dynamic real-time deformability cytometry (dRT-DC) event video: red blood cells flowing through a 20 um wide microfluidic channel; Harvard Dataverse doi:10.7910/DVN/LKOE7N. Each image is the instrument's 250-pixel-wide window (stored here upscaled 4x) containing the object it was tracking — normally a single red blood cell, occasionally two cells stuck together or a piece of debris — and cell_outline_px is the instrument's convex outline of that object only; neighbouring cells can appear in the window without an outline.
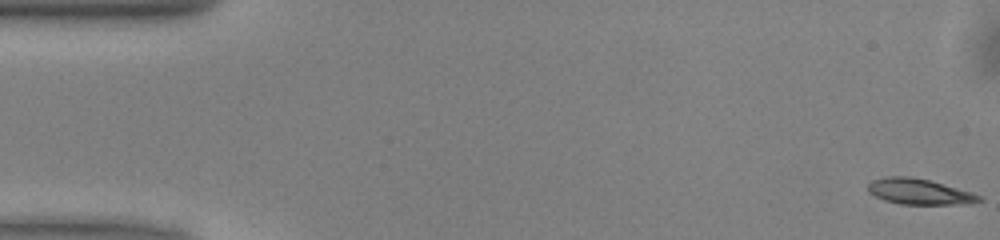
{"species": "common noctule bat (a hibernating species)", "species_latin": "Nyctalus noctula", "temperature_condition": "warm", "stored_images_in_passage": 51, "camera_frame_rate_fps": 3000, "um_per_image_px": 0.085, "animal": {"sex": "male", "body_mass_g": 13.0, "forearm_length_mm": 53.1}, "frame": {"image": 1, "passage_image": 1, "time_ms": 0.0, "image_size_px": [1000, 240], "cell_outline_px": [[984, 200], [968, 204], [900, 204], [884, 200], [868, 192], [868, 184], [872, 180], [888, 176], [908, 176], [928, 180], [972, 192], [980, 196]], "centroid_in_image_um": [78.13, 16.29], "position_along_channel_um": 6.9, "area_um2": 16.53}}
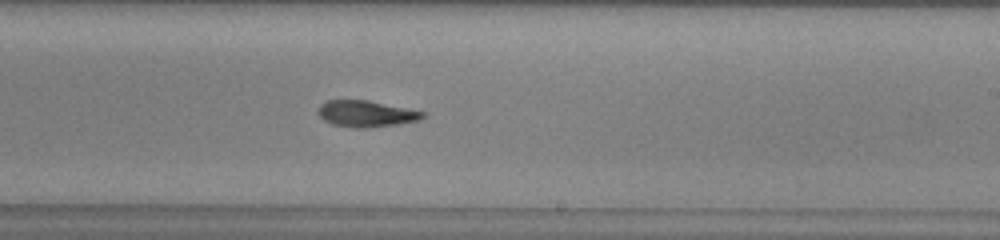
{"frame": {"image": 2, "passage_image": 30, "time_ms": 9.667, "image_size_px": [1000, 240], "cell_outline_px": [[424, 116], [420, 120], [372, 128], [356, 128], [332, 124], [324, 120], [316, 112], [320, 104], [328, 100], [368, 100], [424, 112]], "centroid_in_image_um": [31.08, 9.67], "position_along_channel_um": 257.9, "area_um2": 16.01}}
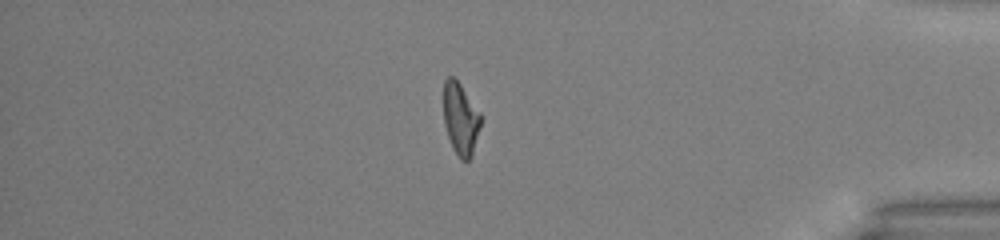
{"frame": {"image": 3, "passage_image": 43, "time_ms": 14.0, "image_size_px": [1000, 240], "cell_outline_px": [[480, 128], [472, 156], [468, 160], [460, 160], [452, 148], [444, 124], [444, 80], [448, 76], [452, 76], [460, 84], [480, 112]], "centroid_in_image_um": [39.14, 10.12], "position_along_channel_um": 396.1, "area_um2": 15.55}, "authors_computed_cell_mechanics": {"area_um2": 16.3574, "velocity_mm_per_s": 4.0551, "shape_relaxation_time_tau1_ms": 7.8196, "shape_relaxation_time_tau2_ms": 5.437, "deformation_change_tau1": 0.2103, "deformation_change_tau2": 0.1458}}